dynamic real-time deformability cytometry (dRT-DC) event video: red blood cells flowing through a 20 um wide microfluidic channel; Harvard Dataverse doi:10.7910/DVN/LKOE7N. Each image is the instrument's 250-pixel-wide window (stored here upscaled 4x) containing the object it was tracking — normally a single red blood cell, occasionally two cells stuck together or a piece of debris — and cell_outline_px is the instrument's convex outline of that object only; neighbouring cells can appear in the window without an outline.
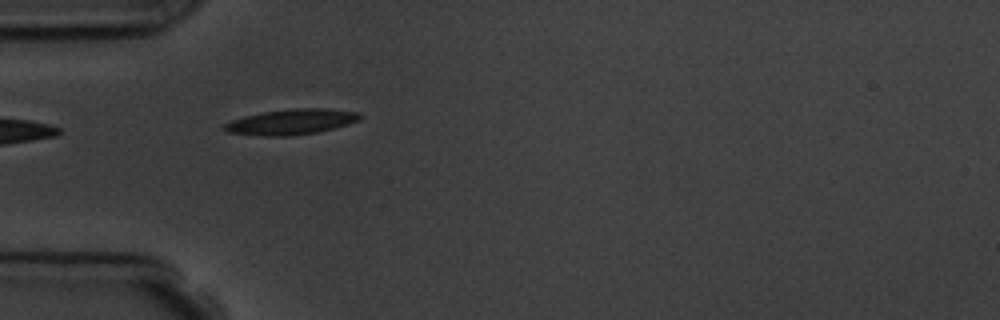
{"species": "common noctule bat (a hibernating species)", "species_latin": "Nyctalus noctula", "temperature_condition": "room temperature", "stored_images_in_passage": 7, "camera_frame_rate_fps": 3000, "um_per_image_px": 0.085, "animal": {"sex": "male", "body_mass_g": 19.5, "forearm_length_mm": 54.6}, "frame": {"image": 1, "passage_image": 5, "time_ms": 4.333, "image_size_px": [1000, 320], "cell_outline_px": [[364, 116], [360, 120], [348, 124], [320, 132], [292, 136], [264, 136], [228, 132], [220, 128], [224, 124], [232, 120], [244, 116], [264, 112], [292, 108], [328, 108], [360, 112]], "centroid_in_image_um": [24.81, 10.35], "position_along_channel_um": 60.2, "area_um2": 20.4}}